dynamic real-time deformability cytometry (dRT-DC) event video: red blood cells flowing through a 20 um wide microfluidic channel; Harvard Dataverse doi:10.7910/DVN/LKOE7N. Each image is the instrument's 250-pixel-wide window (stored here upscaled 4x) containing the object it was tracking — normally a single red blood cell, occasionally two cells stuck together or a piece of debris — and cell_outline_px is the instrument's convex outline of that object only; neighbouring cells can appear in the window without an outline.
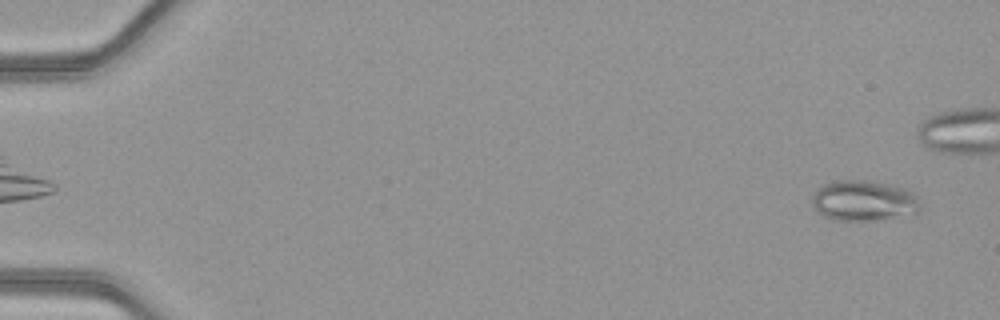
{"species": "common noctule bat (a hibernating species)", "species_latin": "Nyctalus noctula", "temperature_condition": "warm", "stored_images_in_passage": 10, "camera_frame_rate_fps": 3000, "um_per_image_px": 0.085, "animal": {"sex": "female", "body_mass_g": 21.9}, "frame": {"image": 1, "passage_image": 2, "time_ms": 0.333, "image_size_px": [1000, 320], "cell_outline_px": [[920, 212], [876, 220], [832, 220], [824, 216], [812, 204], [812, 196], [824, 184], [840, 180], [864, 180], [892, 184], [904, 188], [912, 192], [920, 200]], "centroid_in_image_um": [73.45, 17.05], "position_along_channel_um": 11.5, "area_um2": 25.43}}